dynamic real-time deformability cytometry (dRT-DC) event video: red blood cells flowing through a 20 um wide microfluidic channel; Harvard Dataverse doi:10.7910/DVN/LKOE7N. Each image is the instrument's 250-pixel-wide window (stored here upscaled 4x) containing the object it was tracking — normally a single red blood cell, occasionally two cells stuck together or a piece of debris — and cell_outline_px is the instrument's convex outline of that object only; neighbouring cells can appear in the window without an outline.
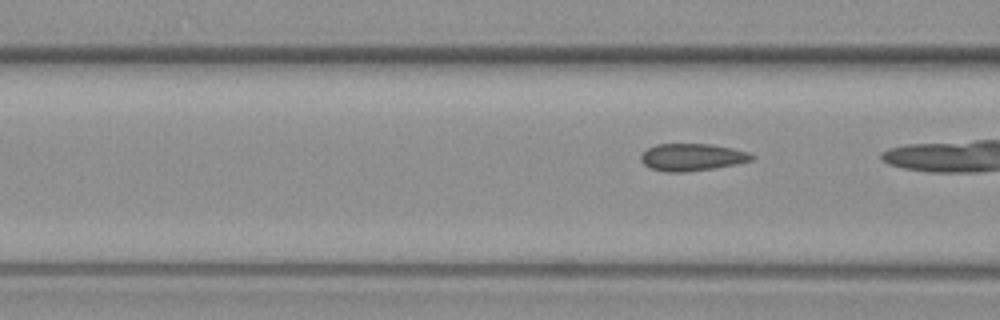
{"species": "common noctule bat (a hibernating species)", "species_latin": "Nyctalus noctula", "temperature_condition": "warm", "stored_images_in_passage": 7, "camera_frame_rate_fps": 3000, "um_per_image_px": 0.085, "animal": {"sex": "female", "body_mass_g": 19.3, "forearm_length_mm": 54.1}, "frame": {"image": 1, "passage_image": 7, "time_ms": 8.667, "image_size_px": [1000, 320], "cell_outline_px": [[756, 156], [752, 160], [736, 164], [712, 168], [684, 172], [668, 172], [652, 168], [644, 164], [640, 160], [640, 156], [648, 148], [656, 144], [712, 144], [732, 148], [748, 152]], "centroid_in_image_um": [58.83, 13.35], "position_along_channel_um": 107.8, "area_um2": 17.46}}